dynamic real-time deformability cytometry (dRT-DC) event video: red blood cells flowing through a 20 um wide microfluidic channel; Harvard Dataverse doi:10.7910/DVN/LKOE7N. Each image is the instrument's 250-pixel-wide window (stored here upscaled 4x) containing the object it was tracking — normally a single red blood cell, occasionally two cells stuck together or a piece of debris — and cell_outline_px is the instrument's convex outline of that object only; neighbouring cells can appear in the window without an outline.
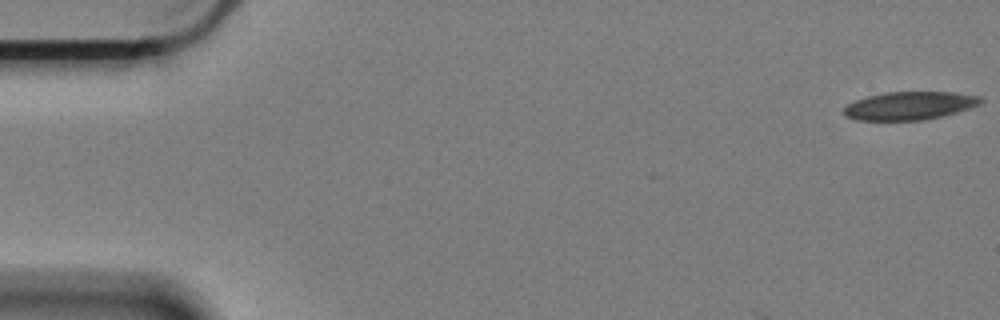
{"species": "Egyptian fruit bat (a non-hibernating species)", "species_latin": "Rousettus aegyptiacus", "temperature_condition": "cold", "stored_images_in_passage": 12, "camera_frame_rate_fps": 3000, "um_per_image_px": 0.085, "animal": {"sex": "female"}, "frame": {"image": 1, "passage_image": 1, "time_ms": 0.0, "image_size_px": [1000, 320], "cell_outline_px": [[984, 100], [980, 104], [956, 112], [924, 120], [856, 120], [844, 116], [844, 108], [848, 104], [856, 100], [868, 96], [884, 92], [956, 92], [980, 96]], "centroid_in_image_um": [77.31, 8.98], "position_along_channel_um": 7.7, "area_um2": 22.37}}